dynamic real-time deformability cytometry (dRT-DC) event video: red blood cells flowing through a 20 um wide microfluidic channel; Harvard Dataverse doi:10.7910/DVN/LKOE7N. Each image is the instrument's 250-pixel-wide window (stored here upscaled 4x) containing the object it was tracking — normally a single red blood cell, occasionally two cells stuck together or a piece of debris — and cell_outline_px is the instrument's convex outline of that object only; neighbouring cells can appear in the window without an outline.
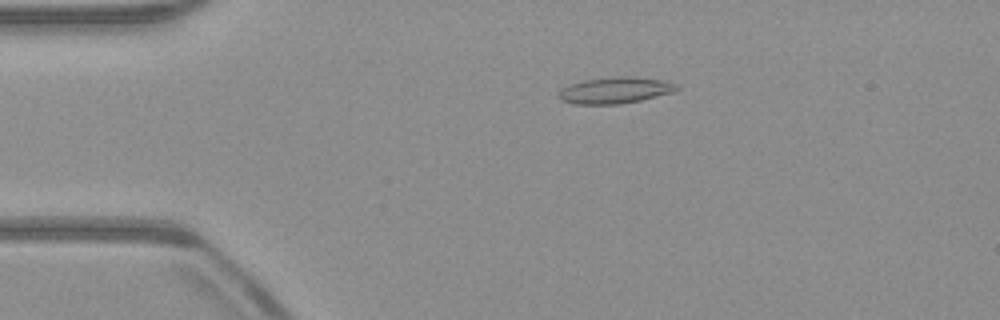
{"species": "common noctule bat (a hibernating species)", "species_latin": "Nyctalus noctula", "temperature_condition": "warm", "stored_images_in_passage": 52, "camera_frame_rate_fps": 3000, "um_per_image_px": 0.085, "animal": {"sex": "male", "body_mass_g": 23.1, "forearm_length_mm": 52.7}, "frame": {"image": 1, "passage_image": 11, "time_ms": 3.333, "image_size_px": [1000, 320], "cell_outline_px": [[680, 88], [676, 92], [640, 100], [620, 104], [576, 104], [560, 100], [556, 96], [564, 88], [572, 84], [584, 80], [612, 76], [632, 76], [660, 80], [680, 84]], "centroid_in_image_um": [52.34, 7.67], "position_along_channel_um": 32.7, "area_um2": 18.21}}
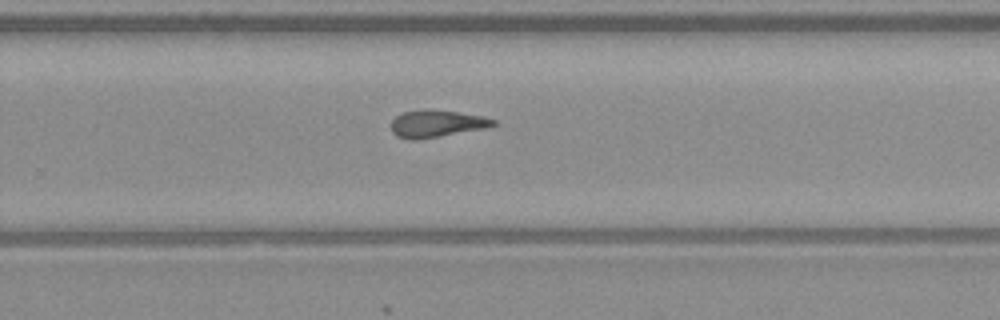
{"frame": {"image": 2, "passage_image": 34, "time_ms": 11.0, "image_size_px": [1000, 320], "cell_outline_px": [[496, 124], [488, 128], [416, 140], [408, 140], [396, 136], [392, 132], [392, 120], [396, 116], [404, 112], [428, 108], [484, 116], [496, 120]], "centroid_in_image_um": [37.12, 10.51], "position_along_channel_um": 292.7, "area_um2": 16.3}}
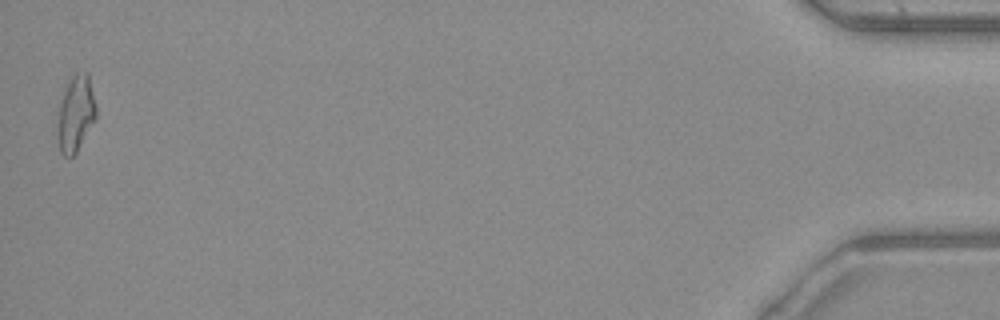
{"frame": {"image": 3, "passage_image": 52, "time_ms": 17.0, "image_size_px": [1000, 320], "cell_outline_px": [[96, 120], [76, 152], [72, 156], [64, 156], [60, 152], [56, 136], [56, 132], [60, 104], [64, 92], [72, 76], [76, 72], [88, 72], [96, 104]], "centroid_in_image_um": [6.44, 9.68], "position_along_channel_um": 428.8, "area_um2": 17.17}, "authors_computed_cell_mechanics": {"area_um2": 16.3574, "velocity_mm_per_s": 3.9632, "shape_relaxation_time_tau1_ms": 8.2001, "shape_relaxation_time_tau2_ms": 2.2362, "deformation_change_tau1": 0.2327, "deformation_change_tau2": 0.1308}}